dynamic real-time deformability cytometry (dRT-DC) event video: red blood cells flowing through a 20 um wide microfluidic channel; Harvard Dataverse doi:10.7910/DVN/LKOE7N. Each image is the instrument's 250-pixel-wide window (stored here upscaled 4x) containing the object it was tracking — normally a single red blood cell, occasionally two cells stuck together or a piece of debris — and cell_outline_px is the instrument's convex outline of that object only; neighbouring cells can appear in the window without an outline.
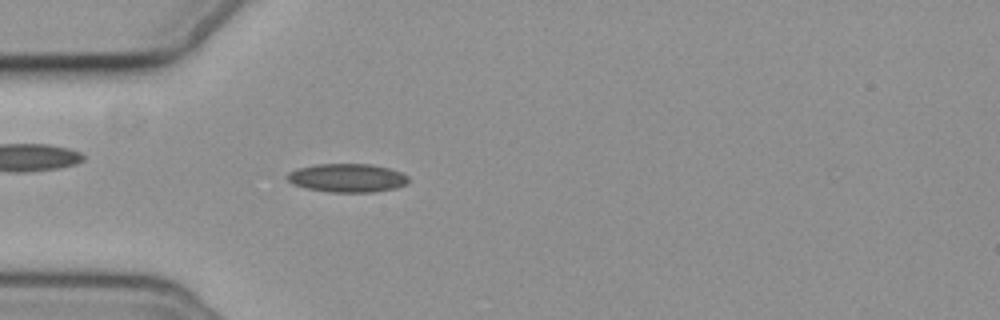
{"species": "common noctule bat (a hibernating species)", "species_latin": "Nyctalus noctula", "temperature_condition": "cold", "stored_images_in_passage": 1, "camera_frame_rate_fps": 3000, "um_per_image_px": 0.085, "animal": {"sex": "female", "body_mass_g": 19.3, "forearm_length_mm": 54.1}, "frame": {"image": 1, "passage_image": 1, "time_ms": 0.0, "image_size_px": [1000, 320], "cell_outline_px": [[408, 184], [396, 188], [372, 192], [328, 192], [304, 188], [292, 184], [284, 176], [288, 172], [296, 168], [316, 164], [372, 164], [388, 168], [400, 172], [408, 176]], "centroid_in_image_um": [29.47, 15.12], "position_along_channel_um": 55.5, "area_um2": 20.4}}